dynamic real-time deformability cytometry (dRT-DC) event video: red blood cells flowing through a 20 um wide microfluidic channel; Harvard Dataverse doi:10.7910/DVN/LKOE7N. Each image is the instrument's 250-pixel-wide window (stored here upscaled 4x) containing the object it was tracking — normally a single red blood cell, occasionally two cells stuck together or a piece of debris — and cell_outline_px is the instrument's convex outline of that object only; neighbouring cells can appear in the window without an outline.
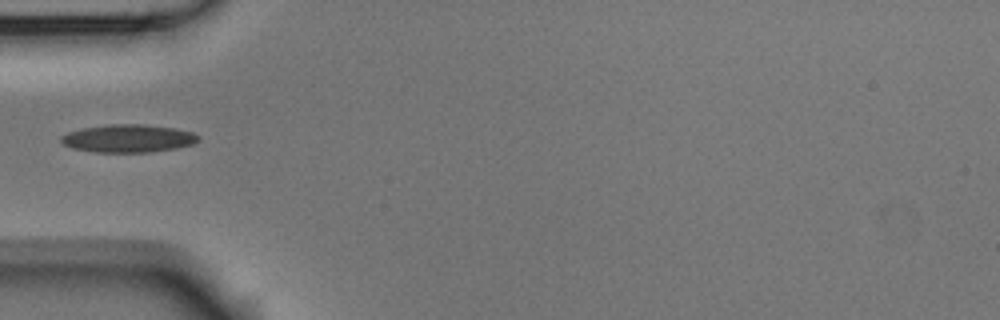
{"species": "Egyptian fruit bat (a non-hibernating species)", "species_latin": "Rousettus aegyptiacus", "temperature_condition": "room temperature", "stored_images_in_passage": 1, "camera_frame_rate_fps": 3000, "um_per_image_px": 0.085, "animal": {"sex": "male"}, "frame": {"image": 1, "passage_image": 1, "time_ms": 0.0, "image_size_px": [1000, 320], "cell_outline_px": [[200, 140], [192, 144], [176, 148], [152, 152], [96, 152], [72, 148], [64, 144], [60, 140], [60, 136], [68, 132], [80, 128], [108, 124], [144, 124], [172, 128], [192, 132], [200, 136]], "centroid_in_image_um": [10.88, 11.76], "position_along_channel_um": 74.1, "area_um2": 22.37}}